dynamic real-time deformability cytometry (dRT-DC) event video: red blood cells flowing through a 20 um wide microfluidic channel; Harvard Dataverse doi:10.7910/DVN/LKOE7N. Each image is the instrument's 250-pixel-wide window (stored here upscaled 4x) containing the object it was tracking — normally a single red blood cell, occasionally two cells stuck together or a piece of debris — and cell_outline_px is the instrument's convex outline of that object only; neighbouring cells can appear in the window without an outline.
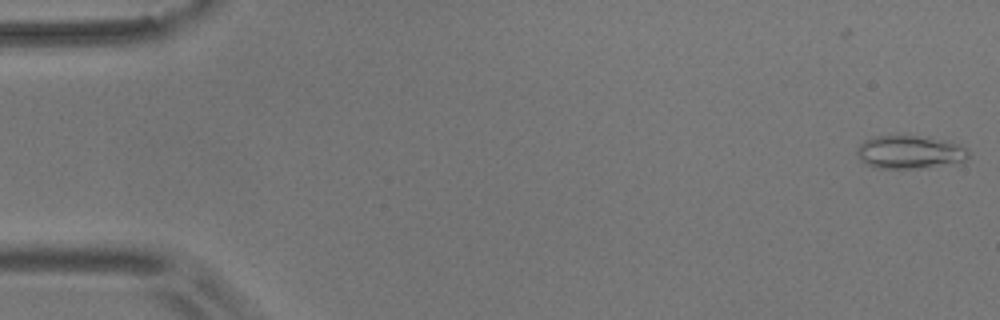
{"species": "common noctule bat (a hibernating species)", "species_latin": "Nyctalus noctula", "temperature_condition": "room temperature", "stored_images_in_passage": 54, "camera_frame_rate_fps": 3000, "um_per_image_px": 0.085, "animal": {"sex": "male", "body_mass_g": 17.9}, "frame": {"image": 1, "passage_image": 1, "time_ms": 0.0, "image_size_px": [1000, 320], "cell_outline_px": [[968, 156], [964, 160], [928, 168], [880, 168], [864, 164], [860, 160], [856, 152], [856, 148], [864, 140], [876, 136], [928, 136], [944, 140], [968, 148]], "centroid_in_image_um": [77.29, 12.93], "position_along_channel_um": 7.7, "area_um2": 21.56}}
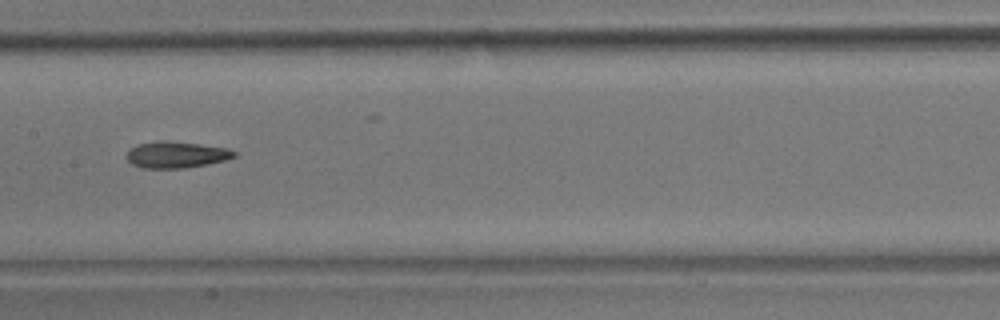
{"frame": {"image": 2, "passage_image": 27, "time_ms": 8.667, "image_size_px": [1000, 320], "cell_outline_px": [[236, 156], [224, 160], [208, 164], [184, 168], [144, 168], [132, 164], [124, 156], [128, 148], [136, 144], [160, 140], [200, 144], [228, 148], [236, 152]], "centroid_in_image_um": [14.93, 13.14], "position_along_channel_um": 192.5, "area_um2": 16.7}}
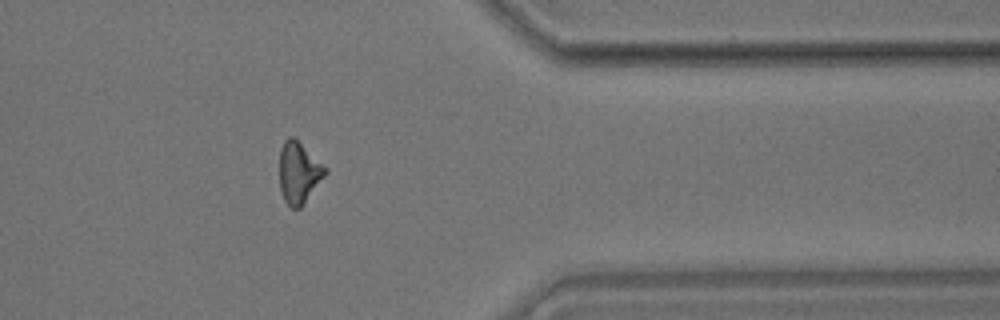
{"frame": {"image": 3, "passage_image": 44, "time_ms": 14.333, "image_size_px": [1000, 320], "cell_outline_px": [[328, 172], [300, 208], [292, 208], [284, 200], [280, 188], [280, 148], [284, 140], [288, 136], [292, 136], [328, 168]], "centroid_in_image_um": [25.4, 14.66], "position_along_channel_um": 386.0, "area_um2": 16.24}, "authors_computed_cell_mechanics": {"area_um2": 16.5886, "velocity_mm_per_s": 3.6852, "shape_relaxation_time_tau1_ms": 7.9676, "shape_relaxation_time_tau2_ms": 8.3015, "deformation_change_tau1": 0.1702, "deformation_change_tau2": 0.1909}}